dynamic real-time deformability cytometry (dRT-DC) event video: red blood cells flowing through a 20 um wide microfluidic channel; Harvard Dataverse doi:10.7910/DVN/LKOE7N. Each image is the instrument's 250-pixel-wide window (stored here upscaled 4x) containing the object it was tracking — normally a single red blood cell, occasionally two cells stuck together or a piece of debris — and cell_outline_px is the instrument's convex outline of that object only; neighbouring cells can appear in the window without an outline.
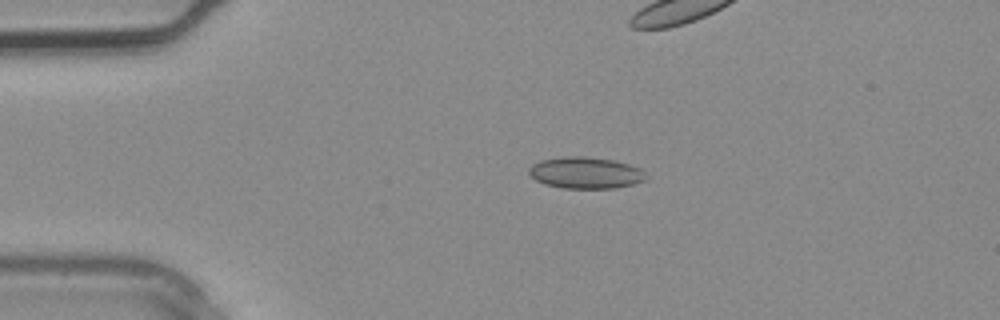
{"species": "common noctule bat (a hibernating species)", "species_latin": "Nyctalus noctula", "temperature_condition": "warm", "stored_images_in_passage": 3, "camera_frame_rate_fps": 3000, "um_per_image_px": 0.085, "animal": {"sex": "male", "body_mass_g": 20.4}, "frame": {"image": 1, "passage_image": 1, "time_ms": 0.0, "image_size_px": [1000, 320], "cell_outline_px": [[648, 176], [644, 180], [632, 184], [616, 188], [560, 188], [544, 184], [536, 180], [528, 172], [528, 168], [532, 164], [540, 160], [568, 156], [584, 156], [612, 160], [628, 164], [640, 168]], "centroid_in_image_um": [49.75, 14.69], "position_along_channel_um": 35.2, "area_um2": 21.5}}